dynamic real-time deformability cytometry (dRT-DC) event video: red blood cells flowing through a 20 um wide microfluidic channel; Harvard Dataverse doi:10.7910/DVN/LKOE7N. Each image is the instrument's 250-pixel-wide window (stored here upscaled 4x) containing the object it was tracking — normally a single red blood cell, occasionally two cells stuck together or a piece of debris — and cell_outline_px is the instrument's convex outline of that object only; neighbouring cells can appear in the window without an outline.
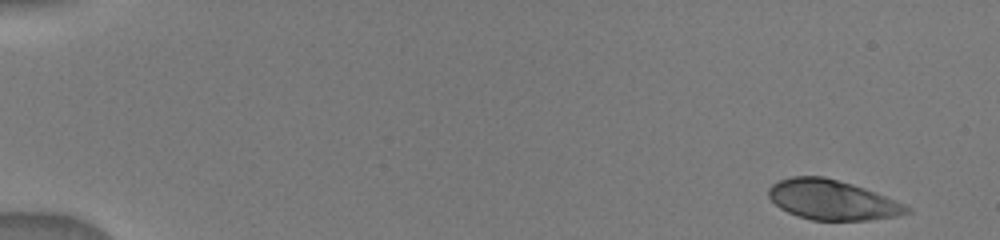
{"species": "human", "species_latin": "Homo sapiens", "temperature_condition": "warm", "stored_images_in_passage": 8, "camera_frame_rate_fps": 3000, "um_per_image_px": 0.085, "donor": {"sex": "male"}, "frame": {"image": 1, "passage_image": 1, "time_ms": 0.0, "image_size_px": [1000, 240], "cell_outline_px": [[912, 212], [896, 216], [868, 220], [812, 220], [788, 212], [780, 208], [768, 196], [768, 188], [772, 184], [780, 180], [792, 176], [824, 176], [852, 184], [864, 188], [904, 204], [912, 208]], "centroid_in_image_um": [70.73, 16.99], "position_along_channel_um": 14.3, "area_um2": 31.85}}
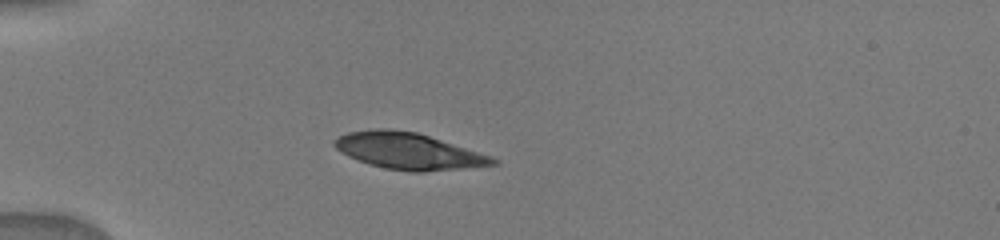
{"frame": {"image": 2, "passage_image": 6, "time_ms": 4.0, "image_size_px": [1000, 240], "cell_outline_px": [[500, 164], [464, 168], [424, 172], [412, 172], [384, 168], [368, 164], [348, 156], [336, 148], [332, 144], [332, 140], [336, 136], [348, 132], [372, 128], [388, 128], [416, 132], [492, 156], [500, 160]], "centroid_in_image_um": [34.7, 12.84], "position_along_channel_um": 50.3, "area_um2": 33.87}}
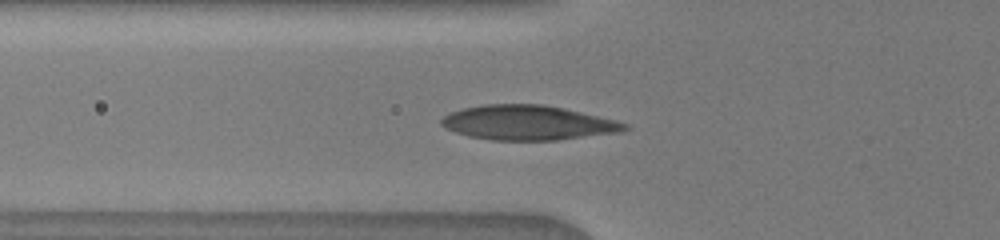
{"frame": {"image": 3, "passage_image": 8, "time_ms": 5.333, "image_size_px": [1000, 240], "cell_outline_px": [[632, 128], [624, 132], [556, 140], [492, 140], [468, 136], [456, 132], [440, 124], [440, 120], [444, 116], [452, 112], [464, 108], [484, 104], [540, 104], [564, 108], [628, 124]], "centroid_in_image_um": [44.89, 10.44], "position_along_channel_um": 80.9, "area_um2": 36.82}}